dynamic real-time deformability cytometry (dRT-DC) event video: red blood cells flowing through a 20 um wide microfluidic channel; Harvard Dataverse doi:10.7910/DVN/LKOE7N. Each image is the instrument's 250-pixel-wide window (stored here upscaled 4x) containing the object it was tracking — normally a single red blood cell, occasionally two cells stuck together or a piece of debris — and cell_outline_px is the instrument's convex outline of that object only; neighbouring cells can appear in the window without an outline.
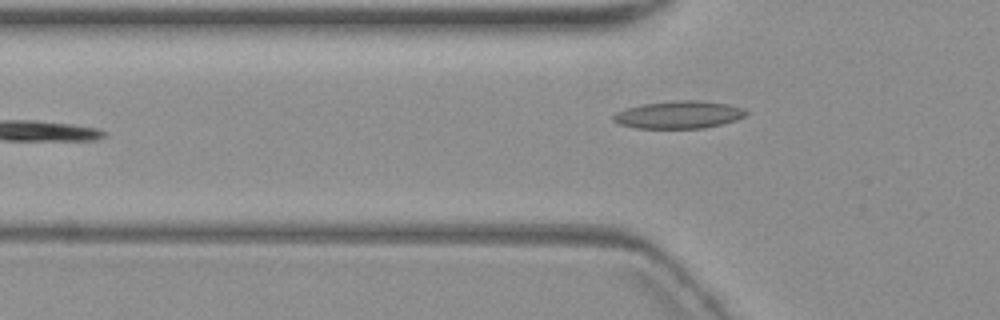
{"species": "common noctule bat (a hibernating species)", "species_latin": "Nyctalus noctula", "temperature_condition": "warm", "stored_images_in_passage": 5, "camera_frame_rate_fps": 3000, "um_per_image_px": 0.085, "animal": {"sex": "female", "body_mass_g": 19.3, "forearm_length_mm": 54.1}, "frame": {"image": 1, "passage_image": 5, "time_ms": 6.0, "image_size_px": [1000, 320], "cell_outline_px": [[748, 112], [744, 116], [736, 120], [704, 128], [636, 128], [620, 124], [612, 120], [612, 116], [616, 112], [624, 108], [644, 104], [672, 100], [700, 100], [728, 104], [744, 108]], "centroid_in_image_um": [57.68, 9.74], "position_along_channel_um": 68.1, "area_um2": 21.39}}